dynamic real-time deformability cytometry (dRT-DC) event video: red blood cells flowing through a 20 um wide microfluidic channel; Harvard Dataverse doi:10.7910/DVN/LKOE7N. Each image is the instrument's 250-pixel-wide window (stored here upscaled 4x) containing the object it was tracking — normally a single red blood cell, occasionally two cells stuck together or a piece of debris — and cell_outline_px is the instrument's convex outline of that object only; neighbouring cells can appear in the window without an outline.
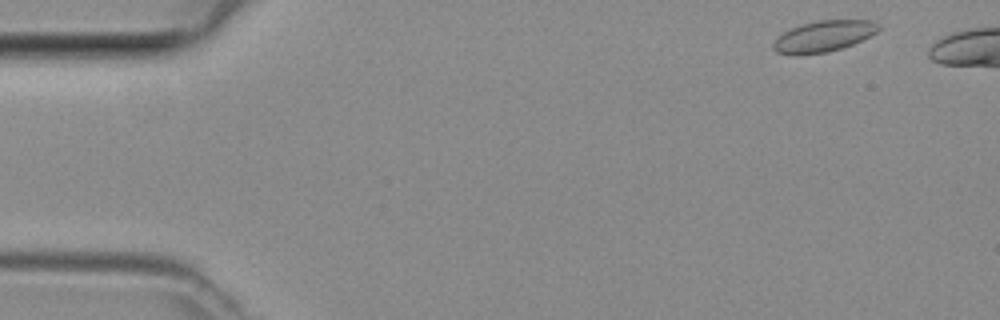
{"species": "common noctule bat (a hibernating species)", "species_latin": "Nyctalus noctula", "temperature_condition": "room temperature", "stored_images_in_passage": 39, "camera_frame_rate_fps": 3000, "um_per_image_px": 0.085, "animal": {"sex": "female", "body_mass_g": 29.2, "forearm_length_mm": 56.3}, "frame": {"image": 1, "passage_image": 2, "time_ms": 0.333, "image_size_px": [1000, 320], "cell_outline_px": [[880, 28], [876, 32], [852, 44], [828, 52], [796, 56], [792, 56], [776, 52], [772, 48], [772, 44], [776, 36], [800, 24], [820, 20], [872, 20], [880, 24]], "centroid_in_image_um": [69.94, 3.09], "position_along_channel_um": 15.1, "area_um2": 19.25}}
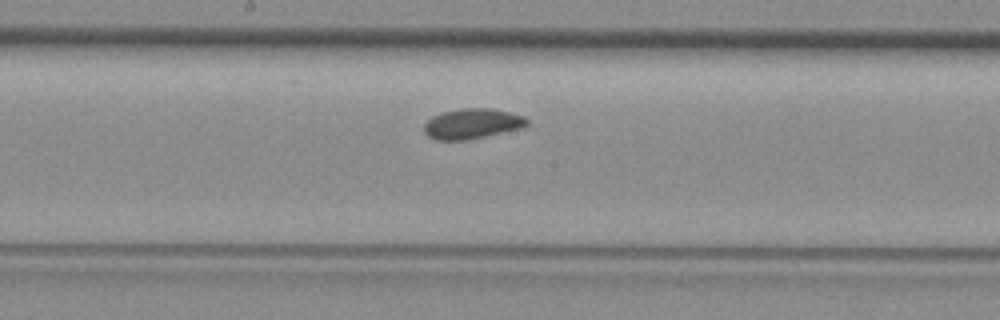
{"frame": {"image": 2, "passage_image": 23, "time_ms": 7.333, "image_size_px": [1000, 320], "cell_outline_px": [[528, 124], [520, 128], [468, 140], [436, 140], [428, 136], [424, 132], [424, 124], [432, 116], [444, 112], [460, 108], [492, 108], [524, 116], [528, 120]], "centroid_in_image_um": [40.11, 10.51], "position_along_channel_um": 208.1, "area_um2": 18.03}}
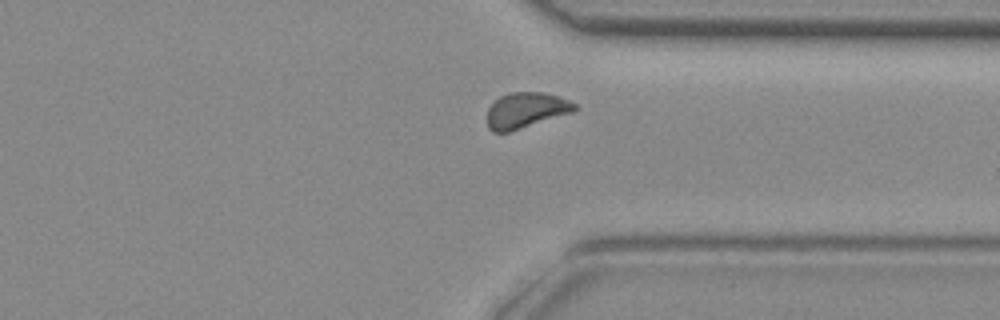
{"frame": {"image": 3, "passage_image": 34, "time_ms": 11.0, "image_size_px": [1000, 320], "cell_outline_px": [[576, 108], [572, 112], [508, 132], [492, 132], [488, 128], [488, 108], [500, 96], [512, 92], [540, 92], [560, 96], [576, 104]], "centroid_in_image_um": [44.68, 9.36], "position_along_channel_um": 366.7, "area_um2": 17.86}}